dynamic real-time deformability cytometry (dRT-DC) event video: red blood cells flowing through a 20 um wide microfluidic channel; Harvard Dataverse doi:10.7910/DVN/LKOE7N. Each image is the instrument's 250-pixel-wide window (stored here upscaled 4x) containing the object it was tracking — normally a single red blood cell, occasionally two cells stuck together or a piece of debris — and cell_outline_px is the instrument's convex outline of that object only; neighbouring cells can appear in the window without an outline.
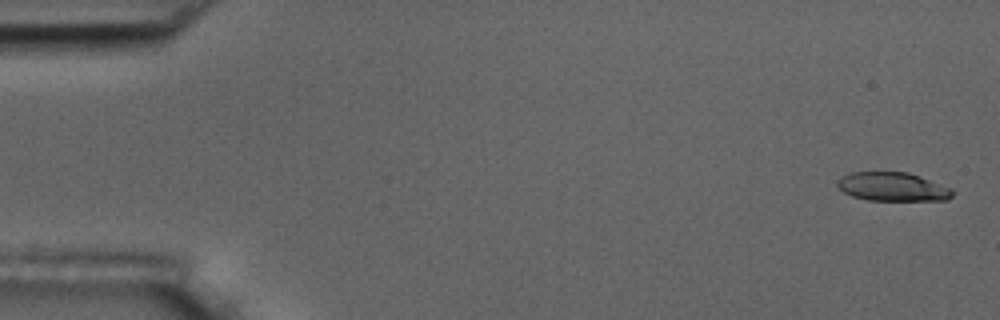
{"species": "common noctule bat (a hibernating species)", "species_latin": "Nyctalus noctula", "temperature_condition": "room temperature", "stored_images_in_passage": 5, "camera_frame_rate_fps": 3000, "um_per_image_px": 0.085, "animal": {"sex": "male", "body_mass_g": 17.5, "forearm_length_mm": 52.3}, "frame": {"image": 1, "passage_image": 1, "time_ms": 0.0, "image_size_px": [1000, 320], "cell_outline_px": [[952, 196], [948, 200], [868, 200], [852, 196], [844, 192], [836, 184], [844, 176], [852, 172], [908, 172], [920, 176], [952, 188]], "centroid_in_image_um": [75.91, 15.88], "position_along_channel_um": 9.1, "area_um2": 19.07}}
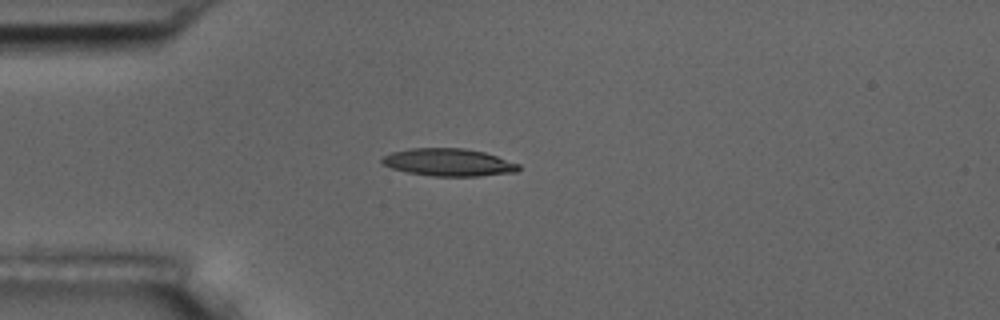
{"frame": {"image": 2, "passage_image": 5, "time_ms": 4.333, "image_size_px": [1000, 320], "cell_outline_px": [[520, 168], [516, 172], [480, 176], [432, 176], [408, 172], [392, 168], [384, 164], [380, 160], [384, 156], [392, 152], [408, 148], [464, 148], [484, 152], [520, 164]], "centroid_in_image_um": [38.14, 13.79], "position_along_channel_um": 46.9, "area_um2": 21.85}}